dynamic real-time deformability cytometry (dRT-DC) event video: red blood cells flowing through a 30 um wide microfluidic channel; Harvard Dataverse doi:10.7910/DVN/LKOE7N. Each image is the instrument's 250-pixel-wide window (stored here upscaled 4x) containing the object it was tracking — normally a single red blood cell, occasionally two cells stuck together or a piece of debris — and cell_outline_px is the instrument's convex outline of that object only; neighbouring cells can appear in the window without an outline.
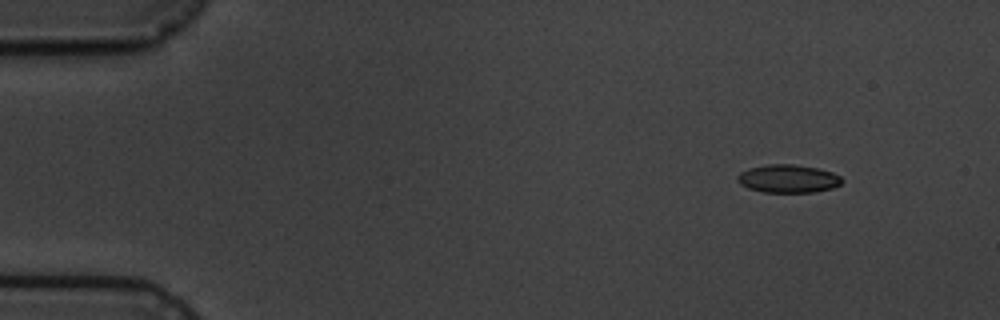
{"species": "common noctule bat (a hibernating species)", "species_latin": "Nyctalus noctula", "temperature_condition": "cold", "stored_images_in_passage": 4, "camera_frame_rate_fps": 3000, "um_per_image_px": 0.085, "animal": {"sex": "male", "body_mass_g": 19.5, "forearm_length_mm": 54.6}, "frame": {"image": 1, "passage_image": 1, "time_ms": 0.0, "image_size_px": [1000, 320], "cell_outline_px": [[844, 180], [840, 184], [832, 188], [812, 192], [764, 192], [748, 188], [740, 184], [736, 180], [736, 176], [740, 172], [748, 168], [768, 164], [792, 164], [816, 168], [832, 172], [840, 176]], "centroid_in_image_um": [66.96, 15.18], "position_along_channel_um": 18.0, "area_um2": 17.11}}
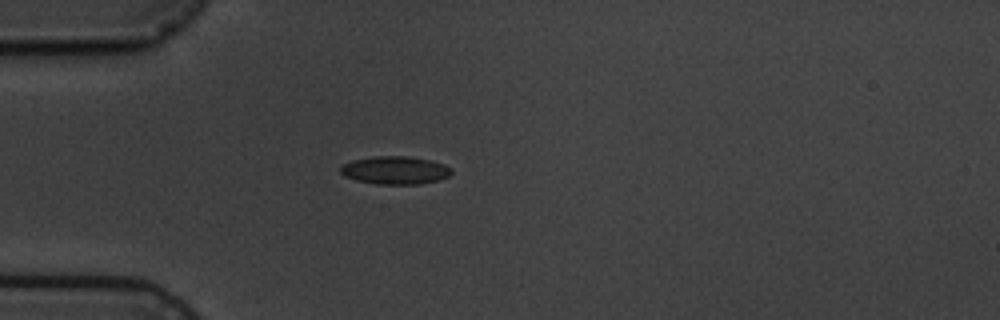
{"frame": {"image": 2, "passage_image": 4, "time_ms": 3.333, "image_size_px": [1000, 320], "cell_outline_px": [[452, 172], [448, 176], [436, 180], [420, 184], [376, 184], [356, 180], [344, 176], [340, 172], [340, 168], [344, 164], [352, 160], [376, 156], [408, 156], [432, 160], [444, 164], [452, 168]], "centroid_in_image_um": [33.59, 14.46], "position_along_channel_um": 51.4, "area_um2": 18.09}}